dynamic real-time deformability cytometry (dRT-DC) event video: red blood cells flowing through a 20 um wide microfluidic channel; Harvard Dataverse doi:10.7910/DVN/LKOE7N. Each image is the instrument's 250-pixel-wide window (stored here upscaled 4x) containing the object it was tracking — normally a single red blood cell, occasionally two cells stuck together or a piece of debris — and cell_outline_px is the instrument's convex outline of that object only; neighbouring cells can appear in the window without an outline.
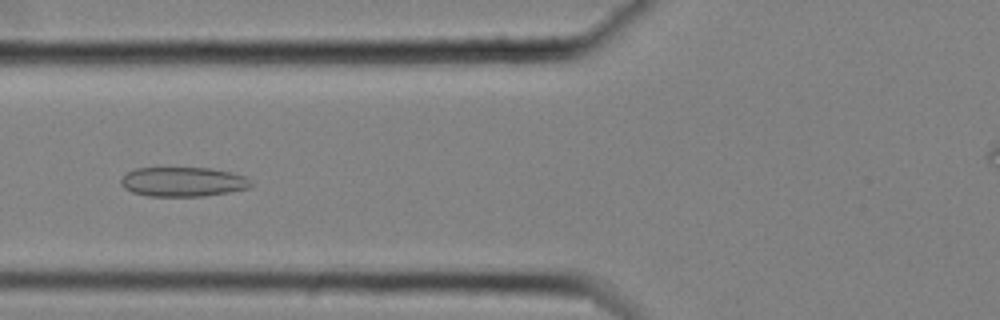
{"species": "common noctule bat (a hibernating species)", "species_latin": "Nyctalus noctula", "temperature_condition": "cold", "stored_images_in_passage": 56, "camera_frame_rate_fps": 3000, "um_per_image_px": 0.085, "animal": {"sex": "female", "body_mass_g": 25.1}, "frame": {"image": 1, "passage_image": 24, "time_ms": 7.667, "image_size_px": [1000, 320], "cell_outline_px": [[252, 184], [248, 188], [228, 192], [204, 196], [148, 196], [132, 192], [124, 188], [120, 184], [120, 180], [128, 172], [136, 168], [212, 168], [244, 176], [252, 180]], "centroid_in_image_um": [15.54, 15.45], "position_along_channel_um": 110.3, "area_um2": 22.25}}
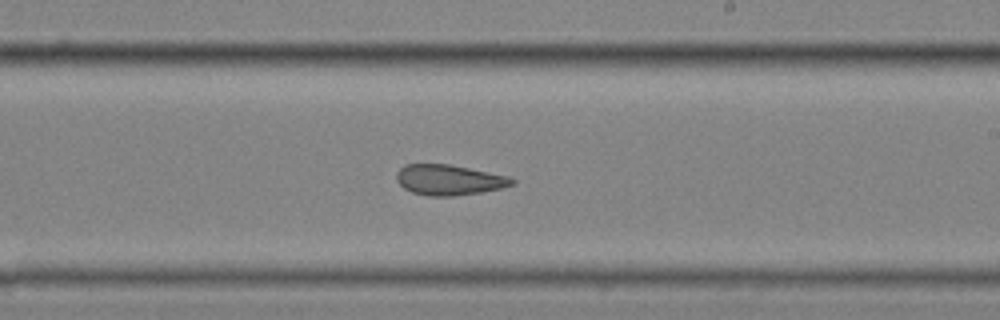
{"frame": {"image": 2, "passage_image": 36, "time_ms": 11.667, "image_size_px": [1000, 320], "cell_outline_px": [[516, 184], [500, 188], [480, 192], [452, 196], [428, 196], [412, 192], [404, 188], [396, 180], [396, 172], [404, 164], [448, 164], [508, 176], [516, 180]], "centroid_in_image_um": [38.14, 15.29], "position_along_channel_um": 250.9, "area_um2": 20.4}}
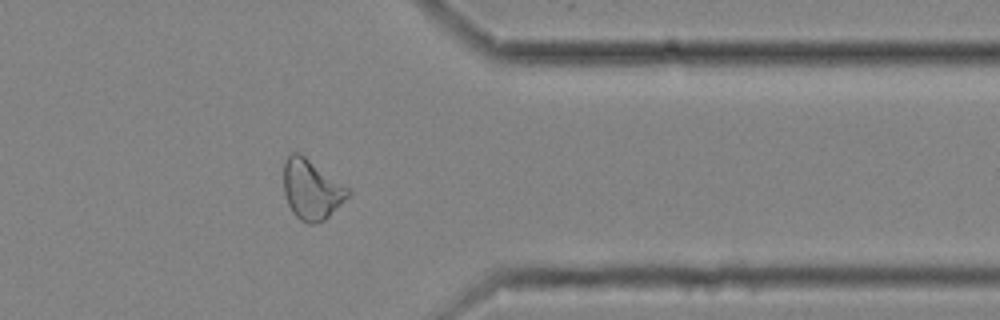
{"frame": {"image": 3, "passage_image": 48, "time_ms": 15.667, "image_size_px": [1000, 320], "cell_outline_px": [[352, 192], [320, 224], [308, 224], [300, 220], [292, 212], [284, 196], [284, 164], [288, 156], [292, 152], [300, 152], [348, 188]], "centroid_in_image_um": [26.45, 16.12], "position_along_channel_um": 384.9, "area_um2": 22.31}}